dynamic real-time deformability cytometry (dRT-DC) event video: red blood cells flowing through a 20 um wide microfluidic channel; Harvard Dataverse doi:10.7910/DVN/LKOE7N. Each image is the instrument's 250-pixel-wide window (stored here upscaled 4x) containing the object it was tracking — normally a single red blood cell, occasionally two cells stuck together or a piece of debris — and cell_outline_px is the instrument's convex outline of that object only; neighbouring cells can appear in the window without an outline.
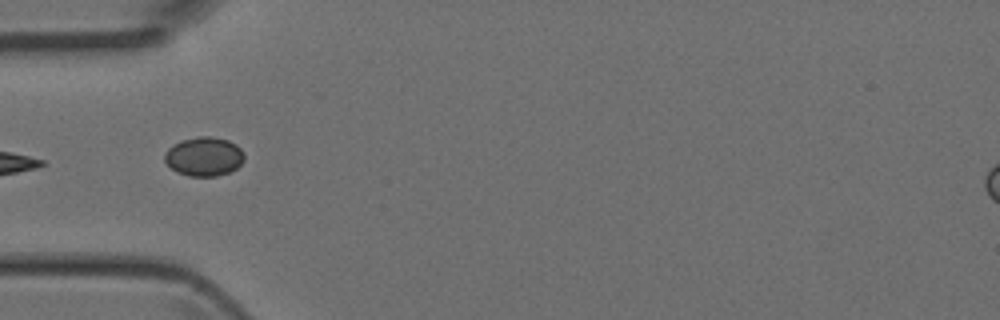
{"species": "Egyptian fruit bat (a non-hibernating species)", "species_latin": "Rousettus aegyptiacus", "temperature_condition": "room temperature", "stored_images_in_passage": 4, "camera_frame_rate_fps": 3000, "um_per_image_px": 0.085, "animal": {"sex": "female"}, "frame": {"image": 1, "passage_image": 4, "time_ms": 1.0, "image_size_px": [1000, 320], "cell_outline_px": [[244, 160], [236, 168], [228, 172], [216, 176], [188, 176], [176, 172], [164, 160], [164, 152], [172, 144], [196, 136], [212, 136], [228, 140], [236, 144], [240, 148], [244, 156]], "centroid_in_image_um": [17.32, 13.29], "position_along_channel_um": 67.7, "area_um2": 18.15}}